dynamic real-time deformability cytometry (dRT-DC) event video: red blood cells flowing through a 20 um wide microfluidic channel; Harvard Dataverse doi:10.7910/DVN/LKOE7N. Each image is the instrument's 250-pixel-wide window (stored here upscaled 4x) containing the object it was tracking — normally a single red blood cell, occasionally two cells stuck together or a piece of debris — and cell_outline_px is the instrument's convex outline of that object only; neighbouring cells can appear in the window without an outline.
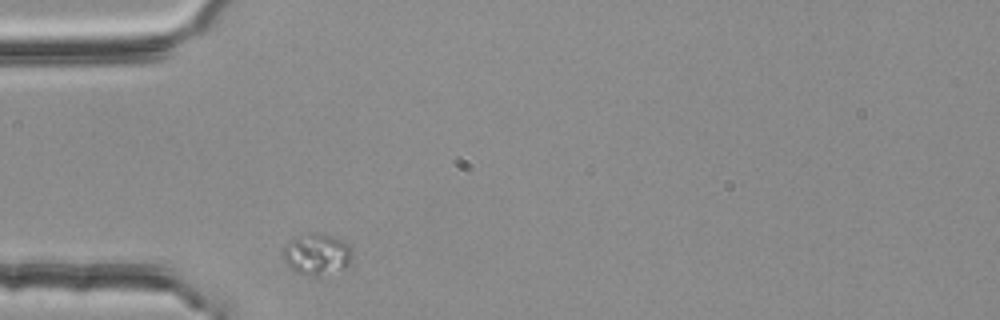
{"species": "common noctule bat (a hibernating species)", "species_latin": "Nyctalus noctula", "temperature_condition": "room temperature", "stored_images_in_passage": 1, "camera_frame_rate_fps": 3000, "um_per_image_px": 0.085, "animal": {"sex": "female", "body_mass_g": 25.1}, "frame": {"image": 1, "passage_image": 1, "time_ms": 0.0, "image_size_px": [1000, 320], "cell_outline_px": [[352, 264], [320, 280], [316, 280], [296, 272], [284, 260], [284, 244], [296, 236], [308, 232], [316, 232], [332, 236], [348, 244], [352, 252]], "centroid_in_image_um": [26.96, 21.67], "position_along_channel_um": 58.0, "area_um2": 17.46}}